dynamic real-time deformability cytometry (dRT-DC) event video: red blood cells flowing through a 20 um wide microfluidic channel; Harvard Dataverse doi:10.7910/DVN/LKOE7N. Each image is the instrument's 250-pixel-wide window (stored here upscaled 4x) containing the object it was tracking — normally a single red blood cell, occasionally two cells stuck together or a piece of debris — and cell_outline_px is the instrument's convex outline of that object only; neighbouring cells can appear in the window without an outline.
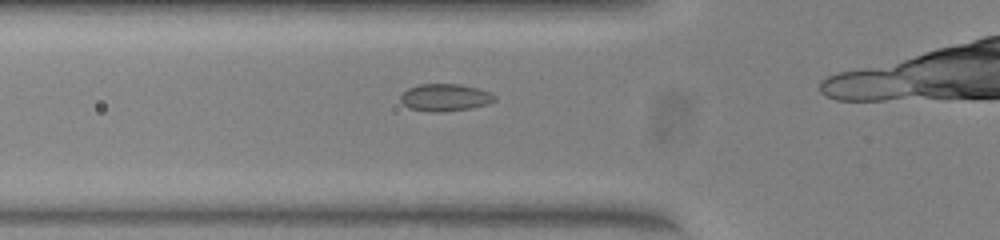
{"species": "common noctule bat (a hibernating species)", "species_latin": "Nyctalus noctula", "temperature_condition": "warm", "stored_images_in_passage": 11, "camera_frame_rate_fps": 3000, "um_per_image_px": 0.085, "animal": {"sex": "female", "body_mass_g": 23.0, "forearm_length_mm": 53.4}, "frame": {"image": 1, "passage_image": 7, "time_ms": 2.0, "image_size_px": [1000, 240], "cell_outline_px": [[496, 100], [488, 104], [468, 108], [436, 112], [432, 112], [408, 108], [400, 100], [400, 96], [408, 88], [420, 84], [460, 84], [476, 88], [488, 92], [496, 96]], "centroid_in_image_um": [37.81, 8.28], "position_along_channel_um": 88.0, "area_um2": 14.74}}
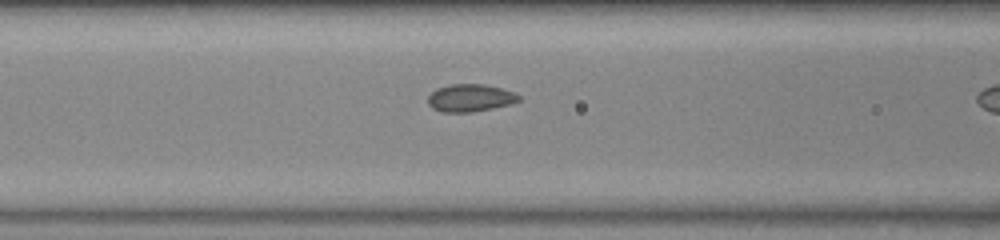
{"frame": {"image": 2, "passage_image": 10, "time_ms": 3.0, "image_size_px": [1000, 240], "cell_outline_px": [[520, 100], [508, 104], [492, 108], [472, 112], [440, 112], [432, 108], [428, 104], [428, 96], [436, 88], [448, 84], [484, 84], [500, 88], [512, 92], [520, 96]], "centroid_in_image_um": [39.91, 8.32], "position_along_channel_um": 126.7, "area_um2": 14.51}}